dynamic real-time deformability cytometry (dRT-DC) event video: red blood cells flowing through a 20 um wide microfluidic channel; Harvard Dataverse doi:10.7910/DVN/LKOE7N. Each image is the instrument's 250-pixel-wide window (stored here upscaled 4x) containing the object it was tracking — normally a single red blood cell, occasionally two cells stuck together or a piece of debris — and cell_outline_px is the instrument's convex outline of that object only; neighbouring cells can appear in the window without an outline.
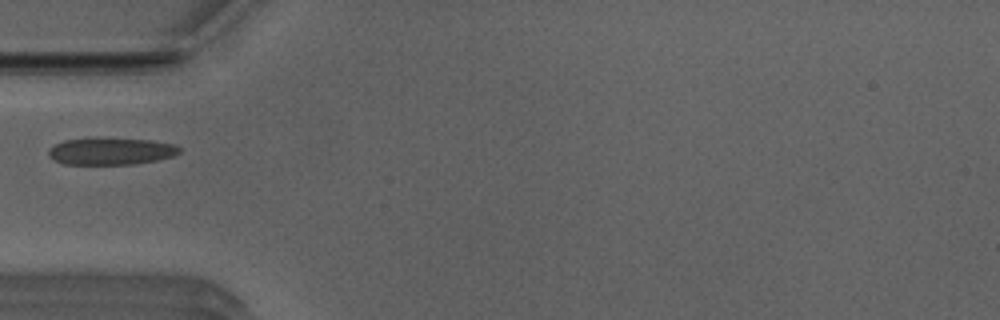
{"species": "Egyptian fruit bat (a non-hibernating species)", "species_latin": "Rousettus aegyptiacus", "temperature_condition": "room temperature", "stored_images_in_passage": 4, "camera_frame_rate_fps": 3000, "um_per_image_px": 0.085, "animal": {"sex": "male"}, "frame": {"image": 1, "passage_image": 1, "time_ms": 0.0, "image_size_px": [1000, 320], "cell_outline_px": [[180, 152], [172, 156], [156, 160], [132, 164], [64, 164], [52, 160], [48, 156], [48, 148], [64, 140], [88, 136], [96, 136], [152, 140], [176, 144], [180, 148]], "centroid_in_image_um": [9.37, 12.81], "position_along_channel_um": 75.6, "area_um2": 21.33}}